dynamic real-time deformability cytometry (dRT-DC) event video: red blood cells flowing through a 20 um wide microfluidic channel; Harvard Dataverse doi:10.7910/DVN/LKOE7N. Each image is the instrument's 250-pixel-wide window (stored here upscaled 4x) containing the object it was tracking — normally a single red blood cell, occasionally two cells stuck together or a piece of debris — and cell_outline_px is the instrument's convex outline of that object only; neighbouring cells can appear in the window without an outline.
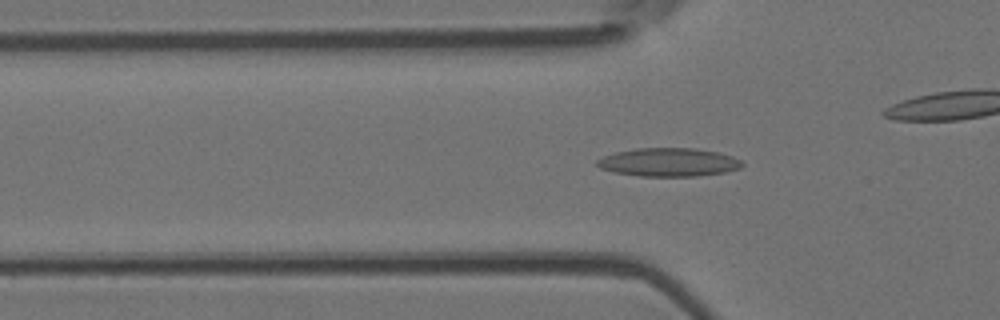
{"species": "Egyptian fruit bat (a non-hibernating species)", "species_latin": "Rousettus aegyptiacus", "temperature_condition": "room temperature", "stored_images_in_passage": 55, "camera_frame_rate_fps": 3000, "um_per_image_px": 0.085, "animal": {"sex": "female"}, "frame": {"image": 1, "passage_image": 17, "time_ms": 5.333, "image_size_px": [1000, 320], "cell_outline_px": [[744, 164], [740, 168], [724, 172], [696, 176], [640, 176], [616, 172], [600, 168], [596, 164], [596, 160], [604, 156], [616, 152], [636, 148], [696, 148], [716, 152], [732, 156], [740, 160]], "centroid_in_image_um": [56.83, 13.78], "position_along_channel_um": 69.0, "area_um2": 23.87}}
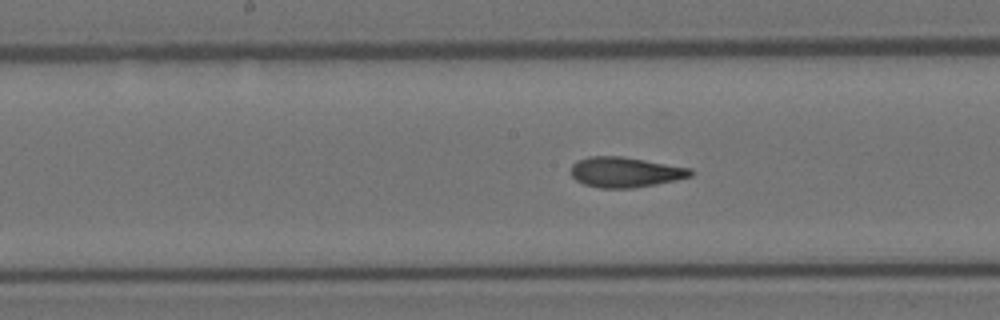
{"frame": {"image": 2, "passage_image": 27, "time_ms": 8.667, "image_size_px": [1000, 320], "cell_outline_px": [[696, 172], [692, 176], [676, 180], [656, 184], [632, 188], [600, 188], [584, 184], [576, 180], [572, 176], [572, 164], [576, 160], [588, 156], [620, 156], [692, 168]], "centroid_in_image_um": [53.17, 14.63], "position_along_channel_um": 195.0, "area_um2": 21.15}}
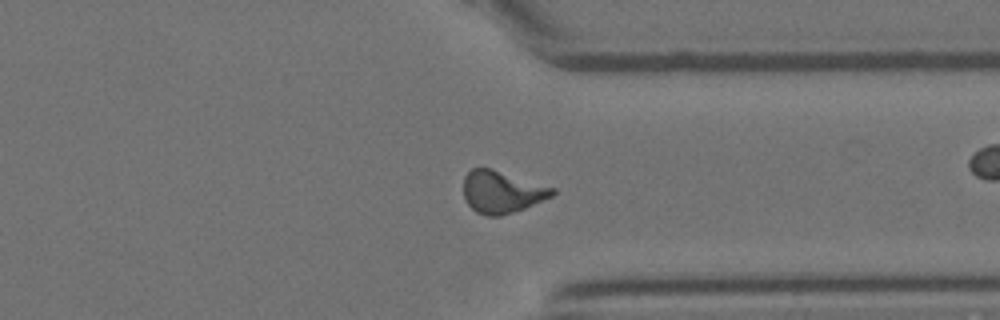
{"frame": {"image": 3, "passage_image": 41, "time_ms": 13.333, "image_size_px": [1000, 320], "cell_outline_px": [[556, 192], [552, 196], [524, 208], [500, 216], [488, 216], [476, 212], [464, 200], [464, 176], [472, 168], [492, 168], [556, 188]], "centroid_in_image_um": [42.65, 16.3], "position_along_channel_um": 368.8, "area_um2": 21.85}, "authors_computed_cell_mechanics": {"area_um2": 21.2704, "velocity_mm_per_s": 3.7511, "shape_relaxation_time_tau1_ms": 10.1081, "shape_relaxation_time_tau2_ms": 1.7026, "deformation_change_tau1": 0.2483, "deformation_change_tau2": 0.0876}}